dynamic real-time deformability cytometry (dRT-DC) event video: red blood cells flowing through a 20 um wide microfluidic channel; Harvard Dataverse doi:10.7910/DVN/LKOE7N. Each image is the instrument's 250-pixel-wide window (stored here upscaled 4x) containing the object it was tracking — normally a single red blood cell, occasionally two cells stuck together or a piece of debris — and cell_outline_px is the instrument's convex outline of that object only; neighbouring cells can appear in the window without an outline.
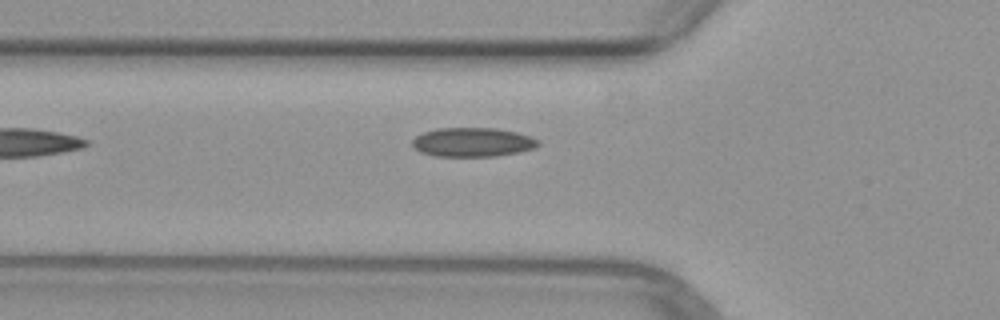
{"species": "common noctule bat (a hibernating species)", "species_latin": "Nyctalus noctula", "temperature_condition": "warm", "stored_images_in_passage": 4, "camera_frame_rate_fps": 3000, "um_per_image_px": 0.085, "animal": {"sex": "female", "body_mass_g": 29.2, "forearm_length_mm": 56.3}, "frame": {"image": 1, "passage_image": 4, "time_ms": 3.667, "image_size_px": [1000, 320], "cell_outline_px": [[540, 144], [536, 148], [520, 152], [496, 156], [432, 156], [420, 152], [412, 144], [412, 140], [416, 136], [424, 132], [436, 128], [496, 128], [516, 132], [540, 140]], "centroid_in_image_um": [40.19, 12.09], "position_along_channel_um": 85.6, "area_um2": 21.44}}